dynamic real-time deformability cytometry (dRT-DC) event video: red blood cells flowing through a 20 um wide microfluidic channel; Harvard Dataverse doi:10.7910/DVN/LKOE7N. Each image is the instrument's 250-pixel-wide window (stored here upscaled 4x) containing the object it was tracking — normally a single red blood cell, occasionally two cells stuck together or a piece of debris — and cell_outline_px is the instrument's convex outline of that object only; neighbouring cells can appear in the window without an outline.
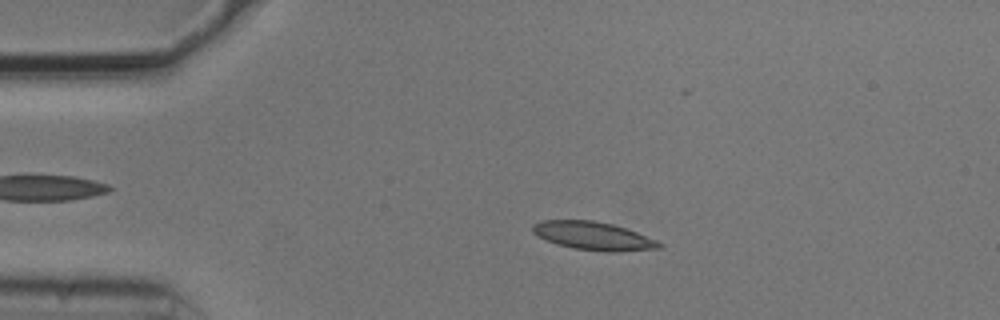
{"species": "common noctule bat (a hibernating species)", "species_latin": "Nyctalus noctula", "temperature_condition": "cold", "stored_images_in_passage": 53, "camera_frame_rate_fps": 3000, "um_per_image_px": 0.085, "animal": {"sex": "male", "body_mass_g": 20.5, "forearm_length_mm": 52.5}, "frame": {"image": 1, "passage_image": 10, "time_ms": 3.0, "image_size_px": [1000, 320], "cell_outline_px": [[664, 248], [616, 252], [604, 252], [572, 248], [556, 244], [532, 232], [532, 224], [540, 220], [592, 220], [612, 224], [636, 232], [656, 240], [664, 244]], "centroid_in_image_um": [50.45, 20.06], "position_along_channel_um": 34.6, "area_um2": 20.87}}
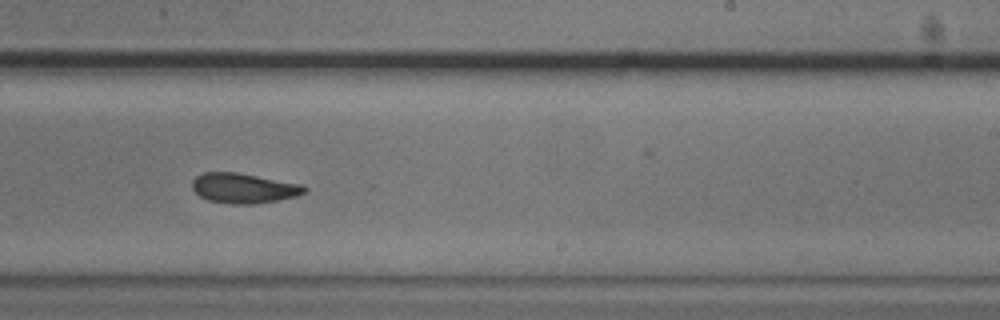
{"frame": {"image": 2, "passage_image": 32, "time_ms": 10.333, "image_size_px": [1000, 320], "cell_outline_px": [[308, 188], [304, 192], [296, 196], [280, 200], [252, 204], [232, 204], [208, 200], [200, 196], [192, 188], [192, 180], [196, 176], [204, 172], [236, 172], [304, 184]], "centroid_in_image_um": [20.73, 15.99], "position_along_channel_um": 268.3, "area_um2": 19.71}}
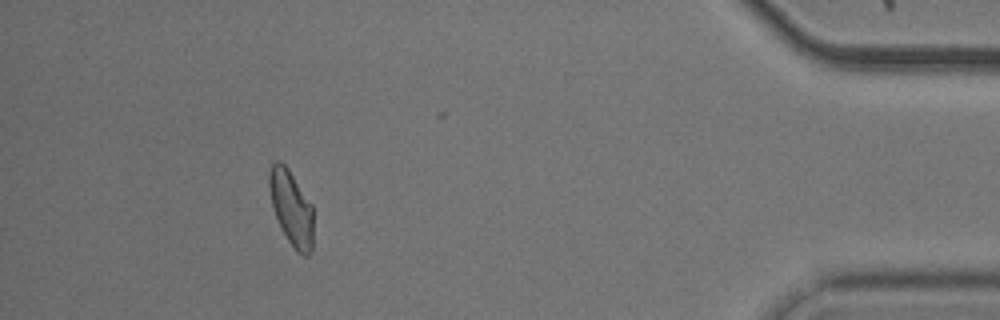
{"frame": {"image": 3, "passage_image": 48, "time_ms": 15.667, "image_size_px": [1000, 320], "cell_outline_px": [[312, 248], [308, 256], [304, 256], [296, 252], [280, 228], [272, 204], [268, 184], [268, 172], [272, 164], [276, 160], [280, 160], [288, 168], [312, 204]], "centroid_in_image_um": [24.75, 17.66], "position_along_channel_um": 410.5, "area_um2": 19.31}, "authors_computed_cell_mechanics": {"area_um2": 20.0566, "velocity_mm_per_s": 3.7188, "shape_relaxation_time_tau1_ms": 2.3383, "shape_relaxation_time_tau2_ms": 2.1616, "deformation_change_tau1": 0.1151, "deformation_change_tau2": 0.0822}}